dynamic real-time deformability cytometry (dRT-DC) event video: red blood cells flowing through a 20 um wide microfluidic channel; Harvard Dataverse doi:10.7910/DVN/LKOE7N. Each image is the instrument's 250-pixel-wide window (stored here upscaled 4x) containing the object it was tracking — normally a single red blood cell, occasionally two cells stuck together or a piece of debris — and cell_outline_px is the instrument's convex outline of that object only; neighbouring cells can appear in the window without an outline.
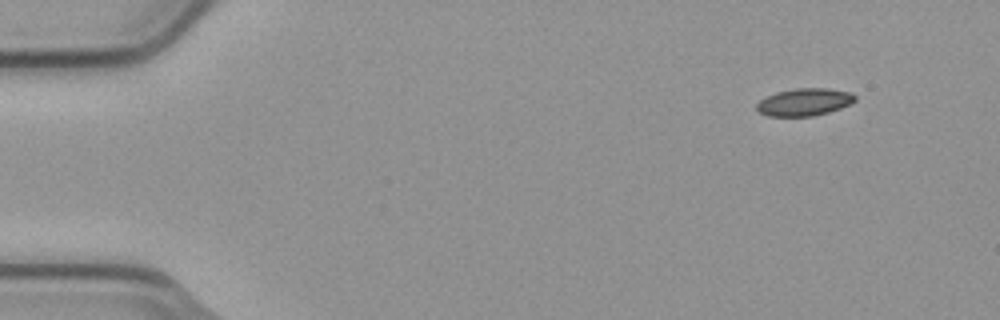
{"species": "common noctule bat (a hibernating species)", "species_latin": "Nyctalus noctula", "temperature_condition": "cold", "stored_images_in_passage": 4, "camera_frame_rate_fps": 3000, "um_per_image_px": 0.085, "animal": {"sex": "male", "body_mass_g": 23.1, "forearm_length_mm": 52.7}, "frame": {"image": 1, "passage_image": 1, "time_ms": 0.0, "image_size_px": [1000, 320], "cell_outline_px": [[856, 100], [852, 104], [828, 112], [812, 116], [768, 116], [760, 112], [756, 108], [756, 104], [760, 100], [776, 92], [796, 88], [828, 88], [852, 92], [856, 96]], "centroid_in_image_um": [68.41, 8.67], "position_along_channel_um": 16.6, "area_um2": 15.78}}
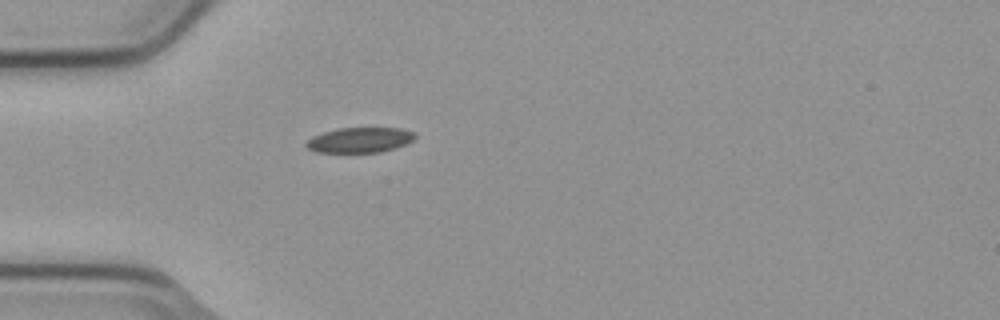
{"frame": {"image": 2, "passage_image": 4, "time_ms": 1.0, "image_size_px": [1000, 320], "cell_outline_px": [[416, 136], [412, 140], [404, 144], [380, 152], [316, 152], [308, 148], [304, 144], [312, 136], [324, 132], [340, 128], [400, 128], [416, 132]], "centroid_in_image_um": [30.57, 11.89], "position_along_channel_um": 54.4, "area_um2": 15.78}}